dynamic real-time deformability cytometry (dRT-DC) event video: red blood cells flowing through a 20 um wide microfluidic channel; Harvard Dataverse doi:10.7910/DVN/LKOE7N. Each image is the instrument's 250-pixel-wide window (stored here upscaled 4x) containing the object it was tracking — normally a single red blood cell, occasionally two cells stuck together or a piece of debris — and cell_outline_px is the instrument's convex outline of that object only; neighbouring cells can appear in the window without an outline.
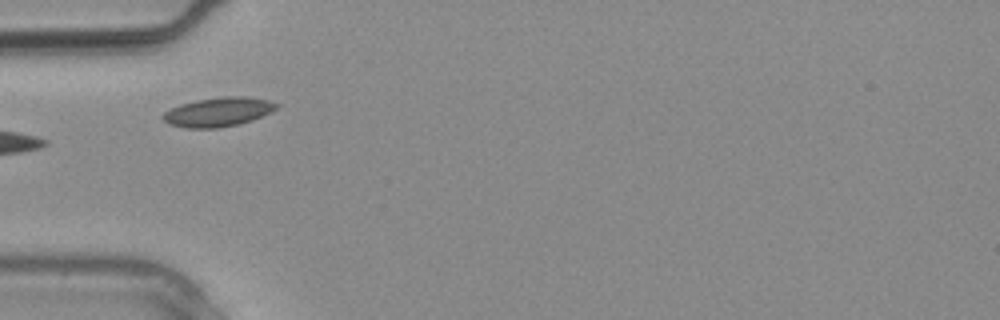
{"species": "common noctule bat (a hibernating species)", "species_latin": "Nyctalus noctula", "temperature_condition": "warm", "stored_images_in_passage": 1, "camera_frame_rate_fps": 3000, "um_per_image_px": 0.085, "animal": {"sex": "male", "body_mass_g": 20.4}, "frame": {"image": 1, "passage_image": 1, "time_ms": 0.0, "image_size_px": [1000, 320], "cell_outline_px": [[280, 104], [276, 108], [252, 120], [240, 124], [220, 128], [184, 128], [168, 124], [160, 116], [164, 112], [180, 104], [196, 100], [224, 96], [244, 96], [268, 100]], "centroid_in_image_um": [18.51, 9.52], "position_along_channel_um": 66.5, "area_um2": 19.31}}